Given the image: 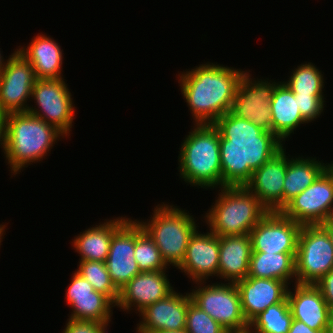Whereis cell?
Instances as JSON below:
<instances>
[{
	"instance_id": "6da1fadb",
	"label": "cell",
	"mask_w": 333,
	"mask_h": 333,
	"mask_svg": "<svg viewBox=\"0 0 333 333\" xmlns=\"http://www.w3.org/2000/svg\"><path fill=\"white\" fill-rule=\"evenodd\" d=\"M213 125L219 131L222 187L245 186L253 171L285 145L274 133L231 111L219 117Z\"/></svg>"
},
{
	"instance_id": "7a4b0ae2",
	"label": "cell",
	"mask_w": 333,
	"mask_h": 333,
	"mask_svg": "<svg viewBox=\"0 0 333 333\" xmlns=\"http://www.w3.org/2000/svg\"><path fill=\"white\" fill-rule=\"evenodd\" d=\"M244 72L242 69L207 62L178 74L180 91L192 114L193 124H213L231 111Z\"/></svg>"
},
{
	"instance_id": "3957f363",
	"label": "cell",
	"mask_w": 333,
	"mask_h": 333,
	"mask_svg": "<svg viewBox=\"0 0 333 333\" xmlns=\"http://www.w3.org/2000/svg\"><path fill=\"white\" fill-rule=\"evenodd\" d=\"M62 138L65 136L54 126L28 112L8 113L3 156L11 176L20 174L32 163L42 161Z\"/></svg>"
},
{
	"instance_id": "277c9868",
	"label": "cell",
	"mask_w": 333,
	"mask_h": 333,
	"mask_svg": "<svg viewBox=\"0 0 333 333\" xmlns=\"http://www.w3.org/2000/svg\"><path fill=\"white\" fill-rule=\"evenodd\" d=\"M190 130L179 148L180 178L192 187L221 188L219 131L213 124H194Z\"/></svg>"
},
{
	"instance_id": "5b68a950",
	"label": "cell",
	"mask_w": 333,
	"mask_h": 333,
	"mask_svg": "<svg viewBox=\"0 0 333 333\" xmlns=\"http://www.w3.org/2000/svg\"><path fill=\"white\" fill-rule=\"evenodd\" d=\"M218 190L221 192L218 191L215 203L202 215L207 228L217 236L249 234L269 212L245 186H225Z\"/></svg>"
},
{
	"instance_id": "8992f818",
	"label": "cell",
	"mask_w": 333,
	"mask_h": 333,
	"mask_svg": "<svg viewBox=\"0 0 333 333\" xmlns=\"http://www.w3.org/2000/svg\"><path fill=\"white\" fill-rule=\"evenodd\" d=\"M162 203L154 207L149 220H136L152 238L165 263L177 268L185 257L190 238L199 226L187 210Z\"/></svg>"
},
{
	"instance_id": "52a82bcc",
	"label": "cell",
	"mask_w": 333,
	"mask_h": 333,
	"mask_svg": "<svg viewBox=\"0 0 333 333\" xmlns=\"http://www.w3.org/2000/svg\"><path fill=\"white\" fill-rule=\"evenodd\" d=\"M195 282L189 292L192 301L229 333L248 332L249 323L241 309V298L235 283Z\"/></svg>"
},
{
	"instance_id": "ba28073f",
	"label": "cell",
	"mask_w": 333,
	"mask_h": 333,
	"mask_svg": "<svg viewBox=\"0 0 333 333\" xmlns=\"http://www.w3.org/2000/svg\"><path fill=\"white\" fill-rule=\"evenodd\" d=\"M64 78L37 79L27 112L54 126L65 137L70 138L75 117V104Z\"/></svg>"
},
{
	"instance_id": "9c48e42d",
	"label": "cell",
	"mask_w": 333,
	"mask_h": 333,
	"mask_svg": "<svg viewBox=\"0 0 333 333\" xmlns=\"http://www.w3.org/2000/svg\"><path fill=\"white\" fill-rule=\"evenodd\" d=\"M295 263L299 284H315L333 269V245L320 224L302 225Z\"/></svg>"
},
{
	"instance_id": "30bf717a",
	"label": "cell",
	"mask_w": 333,
	"mask_h": 333,
	"mask_svg": "<svg viewBox=\"0 0 333 333\" xmlns=\"http://www.w3.org/2000/svg\"><path fill=\"white\" fill-rule=\"evenodd\" d=\"M249 72L251 71L245 70L238 83L231 112L265 131L272 132L270 101L280 81L253 78Z\"/></svg>"
},
{
	"instance_id": "8fae6325",
	"label": "cell",
	"mask_w": 333,
	"mask_h": 333,
	"mask_svg": "<svg viewBox=\"0 0 333 333\" xmlns=\"http://www.w3.org/2000/svg\"><path fill=\"white\" fill-rule=\"evenodd\" d=\"M36 80L32 65L14 50L0 75V112H27Z\"/></svg>"
},
{
	"instance_id": "7c38bea8",
	"label": "cell",
	"mask_w": 333,
	"mask_h": 333,
	"mask_svg": "<svg viewBox=\"0 0 333 333\" xmlns=\"http://www.w3.org/2000/svg\"><path fill=\"white\" fill-rule=\"evenodd\" d=\"M333 207V180L324 171L309 187L291 199L281 213L301 225L325 222Z\"/></svg>"
},
{
	"instance_id": "4fadbf2b",
	"label": "cell",
	"mask_w": 333,
	"mask_h": 333,
	"mask_svg": "<svg viewBox=\"0 0 333 333\" xmlns=\"http://www.w3.org/2000/svg\"><path fill=\"white\" fill-rule=\"evenodd\" d=\"M301 227L281 212H268L249 233L252 252L297 254Z\"/></svg>"
},
{
	"instance_id": "5bb4252c",
	"label": "cell",
	"mask_w": 333,
	"mask_h": 333,
	"mask_svg": "<svg viewBox=\"0 0 333 333\" xmlns=\"http://www.w3.org/2000/svg\"><path fill=\"white\" fill-rule=\"evenodd\" d=\"M191 301L189 292L183 294L174 290L164 299L148 305L138 316L137 333L155 331H183L186 326L188 305Z\"/></svg>"
},
{
	"instance_id": "9a60e30c",
	"label": "cell",
	"mask_w": 333,
	"mask_h": 333,
	"mask_svg": "<svg viewBox=\"0 0 333 333\" xmlns=\"http://www.w3.org/2000/svg\"><path fill=\"white\" fill-rule=\"evenodd\" d=\"M166 272L168 271L162 270L137 274L119 290L117 308L126 313L134 310L137 314L148 305L167 297L175 289Z\"/></svg>"
},
{
	"instance_id": "2e32d148",
	"label": "cell",
	"mask_w": 333,
	"mask_h": 333,
	"mask_svg": "<svg viewBox=\"0 0 333 333\" xmlns=\"http://www.w3.org/2000/svg\"><path fill=\"white\" fill-rule=\"evenodd\" d=\"M176 269L184 272L193 283L218 278L219 236L210 230L201 233L198 228L190 238L183 261Z\"/></svg>"
},
{
	"instance_id": "e0dca14e",
	"label": "cell",
	"mask_w": 333,
	"mask_h": 333,
	"mask_svg": "<svg viewBox=\"0 0 333 333\" xmlns=\"http://www.w3.org/2000/svg\"><path fill=\"white\" fill-rule=\"evenodd\" d=\"M286 154V148L283 147L265 164L254 170L250 181L245 185L269 212H281L283 209Z\"/></svg>"
},
{
	"instance_id": "ac0fdd59",
	"label": "cell",
	"mask_w": 333,
	"mask_h": 333,
	"mask_svg": "<svg viewBox=\"0 0 333 333\" xmlns=\"http://www.w3.org/2000/svg\"><path fill=\"white\" fill-rule=\"evenodd\" d=\"M134 249L135 219L129 218L113 234L105 261L110 279L118 290L141 273L134 257Z\"/></svg>"
},
{
	"instance_id": "d6986e66",
	"label": "cell",
	"mask_w": 333,
	"mask_h": 333,
	"mask_svg": "<svg viewBox=\"0 0 333 333\" xmlns=\"http://www.w3.org/2000/svg\"><path fill=\"white\" fill-rule=\"evenodd\" d=\"M241 309L249 323L271 305L287 300L289 285L277 279L246 277L236 283Z\"/></svg>"
},
{
	"instance_id": "ffe728a7",
	"label": "cell",
	"mask_w": 333,
	"mask_h": 333,
	"mask_svg": "<svg viewBox=\"0 0 333 333\" xmlns=\"http://www.w3.org/2000/svg\"><path fill=\"white\" fill-rule=\"evenodd\" d=\"M294 285V286H293ZM289 287L287 301L293 319L311 329L327 332L330 308L315 284L294 283ZM293 290V291H291Z\"/></svg>"
},
{
	"instance_id": "44dd1931",
	"label": "cell",
	"mask_w": 333,
	"mask_h": 333,
	"mask_svg": "<svg viewBox=\"0 0 333 333\" xmlns=\"http://www.w3.org/2000/svg\"><path fill=\"white\" fill-rule=\"evenodd\" d=\"M252 253L249 234L219 236L218 278L225 283H237L245 279L249 272Z\"/></svg>"
},
{
	"instance_id": "7402d4cb",
	"label": "cell",
	"mask_w": 333,
	"mask_h": 333,
	"mask_svg": "<svg viewBox=\"0 0 333 333\" xmlns=\"http://www.w3.org/2000/svg\"><path fill=\"white\" fill-rule=\"evenodd\" d=\"M27 46L16 48L32 65L37 79L64 78L63 50L55 39L38 33Z\"/></svg>"
},
{
	"instance_id": "603a6c76",
	"label": "cell",
	"mask_w": 333,
	"mask_h": 333,
	"mask_svg": "<svg viewBox=\"0 0 333 333\" xmlns=\"http://www.w3.org/2000/svg\"><path fill=\"white\" fill-rule=\"evenodd\" d=\"M129 218L120 216L114 219H105L98 225H92L85 231L80 232L72 240V247L80 256L79 261H101L105 262L108 257L113 234ZM94 226V227H93Z\"/></svg>"
},
{
	"instance_id": "cb8c5ba5",
	"label": "cell",
	"mask_w": 333,
	"mask_h": 333,
	"mask_svg": "<svg viewBox=\"0 0 333 333\" xmlns=\"http://www.w3.org/2000/svg\"><path fill=\"white\" fill-rule=\"evenodd\" d=\"M270 110L272 114V133L282 142L289 139L301 124L308 123L301 116L294 93L282 81L274 89L270 101Z\"/></svg>"
},
{
	"instance_id": "d4e9b609",
	"label": "cell",
	"mask_w": 333,
	"mask_h": 333,
	"mask_svg": "<svg viewBox=\"0 0 333 333\" xmlns=\"http://www.w3.org/2000/svg\"><path fill=\"white\" fill-rule=\"evenodd\" d=\"M287 156V171L283 185V208L295 196L309 187L324 171L326 162L303 155ZM290 157V158H289Z\"/></svg>"
},
{
	"instance_id": "484cf974",
	"label": "cell",
	"mask_w": 333,
	"mask_h": 333,
	"mask_svg": "<svg viewBox=\"0 0 333 333\" xmlns=\"http://www.w3.org/2000/svg\"><path fill=\"white\" fill-rule=\"evenodd\" d=\"M296 254L252 252L247 277L296 283ZM294 279V281H293Z\"/></svg>"
},
{
	"instance_id": "4316f807",
	"label": "cell",
	"mask_w": 333,
	"mask_h": 333,
	"mask_svg": "<svg viewBox=\"0 0 333 333\" xmlns=\"http://www.w3.org/2000/svg\"><path fill=\"white\" fill-rule=\"evenodd\" d=\"M69 320L110 324L116 305L104 294L94 290V296L72 297Z\"/></svg>"
},
{
	"instance_id": "83f0119b",
	"label": "cell",
	"mask_w": 333,
	"mask_h": 333,
	"mask_svg": "<svg viewBox=\"0 0 333 333\" xmlns=\"http://www.w3.org/2000/svg\"><path fill=\"white\" fill-rule=\"evenodd\" d=\"M293 320L288 301L269 306L249 322L248 333H288Z\"/></svg>"
},
{
	"instance_id": "f1b7e54d",
	"label": "cell",
	"mask_w": 333,
	"mask_h": 333,
	"mask_svg": "<svg viewBox=\"0 0 333 333\" xmlns=\"http://www.w3.org/2000/svg\"><path fill=\"white\" fill-rule=\"evenodd\" d=\"M290 74L288 80L283 82L294 95H324V72L322 73L314 63H301L292 69Z\"/></svg>"
},
{
	"instance_id": "f546056e",
	"label": "cell",
	"mask_w": 333,
	"mask_h": 333,
	"mask_svg": "<svg viewBox=\"0 0 333 333\" xmlns=\"http://www.w3.org/2000/svg\"><path fill=\"white\" fill-rule=\"evenodd\" d=\"M134 257L140 272L162 271L171 268L162 259L158 247L137 220H135Z\"/></svg>"
},
{
	"instance_id": "4dcf8cb0",
	"label": "cell",
	"mask_w": 333,
	"mask_h": 333,
	"mask_svg": "<svg viewBox=\"0 0 333 333\" xmlns=\"http://www.w3.org/2000/svg\"><path fill=\"white\" fill-rule=\"evenodd\" d=\"M75 270L93 286L94 290L106 295L115 305L119 299V290L110 279L105 262L79 261Z\"/></svg>"
},
{
	"instance_id": "1f68e13d",
	"label": "cell",
	"mask_w": 333,
	"mask_h": 333,
	"mask_svg": "<svg viewBox=\"0 0 333 333\" xmlns=\"http://www.w3.org/2000/svg\"><path fill=\"white\" fill-rule=\"evenodd\" d=\"M185 331L187 333H229L191 299L188 305Z\"/></svg>"
},
{
	"instance_id": "d6a6232c",
	"label": "cell",
	"mask_w": 333,
	"mask_h": 333,
	"mask_svg": "<svg viewBox=\"0 0 333 333\" xmlns=\"http://www.w3.org/2000/svg\"><path fill=\"white\" fill-rule=\"evenodd\" d=\"M297 98L298 109L301 116L308 122L317 120L325 110L324 95H294Z\"/></svg>"
},
{
	"instance_id": "836d02e7",
	"label": "cell",
	"mask_w": 333,
	"mask_h": 333,
	"mask_svg": "<svg viewBox=\"0 0 333 333\" xmlns=\"http://www.w3.org/2000/svg\"><path fill=\"white\" fill-rule=\"evenodd\" d=\"M65 292L67 305L72 301V297L94 296L93 286L76 271L72 273L71 282Z\"/></svg>"
},
{
	"instance_id": "e575fe53",
	"label": "cell",
	"mask_w": 333,
	"mask_h": 333,
	"mask_svg": "<svg viewBox=\"0 0 333 333\" xmlns=\"http://www.w3.org/2000/svg\"><path fill=\"white\" fill-rule=\"evenodd\" d=\"M109 324L67 320L62 333H107Z\"/></svg>"
},
{
	"instance_id": "d590c367",
	"label": "cell",
	"mask_w": 333,
	"mask_h": 333,
	"mask_svg": "<svg viewBox=\"0 0 333 333\" xmlns=\"http://www.w3.org/2000/svg\"><path fill=\"white\" fill-rule=\"evenodd\" d=\"M315 285L319 288L330 310L333 309V269L325 274Z\"/></svg>"
},
{
	"instance_id": "8d00e7d4",
	"label": "cell",
	"mask_w": 333,
	"mask_h": 333,
	"mask_svg": "<svg viewBox=\"0 0 333 333\" xmlns=\"http://www.w3.org/2000/svg\"><path fill=\"white\" fill-rule=\"evenodd\" d=\"M288 333H326V332L313 330L309 326H307L304 322L293 319Z\"/></svg>"
},
{
	"instance_id": "74e56055",
	"label": "cell",
	"mask_w": 333,
	"mask_h": 333,
	"mask_svg": "<svg viewBox=\"0 0 333 333\" xmlns=\"http://www.w3.org/2000/svg\"><path fill=\"white\" fill-rule=\"evenodd\" d=\"M6 115L3 112H0V148L2 152L5 151V124H6Z\"/></svg>"
},
{
	"instance_id": "f35d334b",
	"label": "cell",
	"mask_w": 333,
	"mask_h": 333,
	"mask_svg": "<svg viewBox=\"0 0 333 333\" xmlns=\"http://www.w3.org/2000/svg\"><path fill=\"white\" fill-rule=\"evenodd\" d=\"M327 232L331 243L333 245V224H331L328 220L320 224Z\"/></svg>"
},
{
	"instance_id": "ab89813d",
	"label": "cell",
	"mask_w": 333,
	"mask_h": 333,
	"mask_svg": "<svg viewBox=\"0 0 333 333\" xmlns=\"http://www.w3.org/2000/svg\"><path fill=\"white\" fill-rule=\"evenodd\" d=\"M326 333H333V309L329 312L328 329Z\"/></svg>"
},
{
	"instance_id": "60d3db41",
	"label": "cell",
	"mask_w": 333,
	"mask_h": 333,
	"mask_svg": "<svg viewBox=\"0 0 333 333\" xmlns=\"http://www.w3.org/2000/svg\"><path fill=\"white\" fill-rule=\"evenodd\" d=\"M325 171L330 175L333 180V161L326 163Z\"/></svg>"
},
{
	"instance_id": "b9f144b4",
	"label": "cell",
	"mask_w": 333,
	"mask_h": 333,
	"mask_svg": "<svg viewBox=\"0 0 333 333\" xmlns=\"http://www.w3.org/2000/svg\"><path fill=\"white\" fill-rule=\"evenodd\" d=\"M7 227V224H0V246L2 245V241L4 239V234L6 235V231H5V228ZM5 232V233H4Z\"/></svg>"
},
{
	"instance_id": "7bdbcfd3",
	"label": "cell",
	"mask_w": 333,
	"mask_h": 333,
	"mask_svg": "<svg viewBox=\"0 0 333 333\" xmlns=\"http://www.w3.org/2000/svg\"><path fill=\"white\" fill-rule=\"evenodd\" d=\"M1 49V48H0ZM2 51L0 50V75H1V73H2V71H3V68H4V66H5V63H6V59H4V57H3V54L1 53Z\"/></svg>"
},
{
	"instance_id": "ee69618b",
	"label": "cell",
	"mask_w": 333,
	"mask_h": 333,
	"mask_svg": "<svg viewBox=\"0 0 333 333\" xmlns=\"http://www.w3.org/2000/svg\"><path fill=\"white\" fill-rule=\"evenodd\" d=\"M153 333H187L185 330L183 331H164V330H161V331H155Z\"/></svg>"
},
{
	"instance_id": "f6af8a7d",
	"label": "cell",
	"mask_w": 333,
	"mask_h": 333,
	"mask_svg": "<svg viewBox=\"0 0 333 333\" xmlns=\"http://www.w3.org/2000/svg\"><path fill=\"white\" fill-rule=\"evenodd\" d=\"M331 224H333V207H332V210H331V213L327 219Z\"/></svg>"
}]
</instances>
